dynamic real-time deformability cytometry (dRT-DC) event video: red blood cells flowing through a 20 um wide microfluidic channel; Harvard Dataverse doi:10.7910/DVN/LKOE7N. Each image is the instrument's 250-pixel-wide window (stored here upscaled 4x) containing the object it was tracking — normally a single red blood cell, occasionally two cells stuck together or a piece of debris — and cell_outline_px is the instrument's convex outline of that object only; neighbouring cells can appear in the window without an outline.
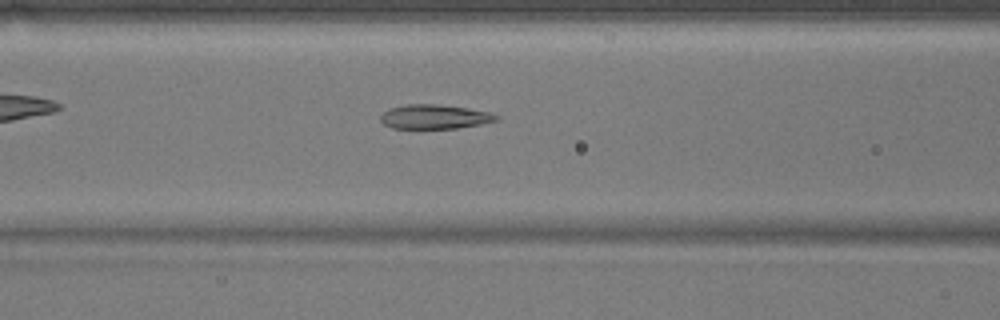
{"species": "common noctule bat (a hibernating species)", "species_latin": "Nyctalus noctula", "temperature_condition": "warm", "stored_images_in_passage": 41, "camera_frame_rate_fps": 3000, "um_per_image_px": 0.085, "animal": {"sex": "male", "body_mass_g": 17.9}, "frame": {"image": 1, "passage_image": 10, "time_ms": 3.0, "image_size_px": [1000, 320], "cell_outline_px": [[500, 120], [480, 124], [456, 128], [392, 128], [384, 124], [380, 120], [380, 116], [388, 108], [408, 104], [436, 104], [464, 108], [488, 112], [500, 116]], "centroid_in_image_um": [36.92, 9.92], "position_along_channel_um": 129.7, "area_um2": 16.24}}
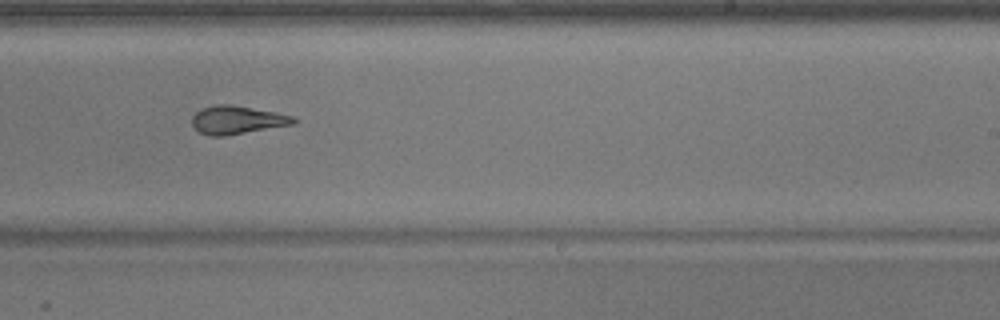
{"frame": {"image": 2, "passage_image": 21, "time_ms": 6.667, "image_size_px": [1000, 320], "cell_outline_px": [[296, 124], [224, 136], [212, 136], [200, 132], [192, 124], [192, 116], [196, 112], [204, 108], [216, 104], [228, 104], [276, 112], [292, 116], [296, 120]], "centroid_in_image_um": [20.17, 10.2], "position_along_channel_um": 268.8, "area_um2": 16.53}}
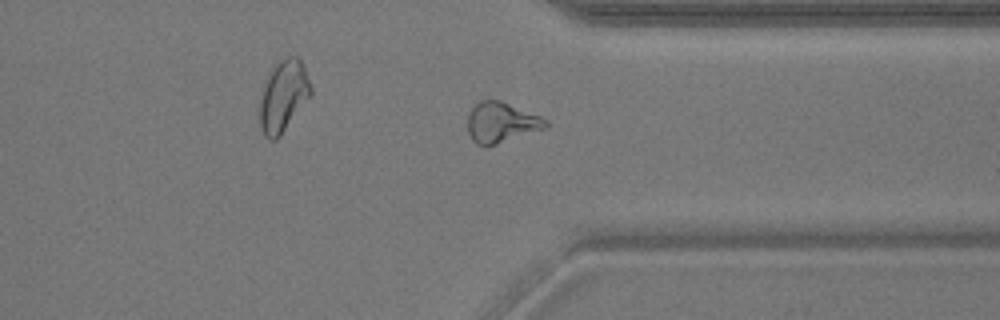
{"frame": {"image": 3, "passage_image": 29, "time_ms": 9.333, "image_size_px": [1000, 320], "cell_outline_px": [[548, 124], [544, 128], [496, 144], [476, 144], [472, 140], [468, 132], [468, 112], [480, 100], [500, 100], [540, 116], [548, 120]], "centroid_in_image_um": [42.58, 10.38], "position_along_channel_um": 368.8, "area_um2": 17.98}, "authors_computed_cell_mechanics": {"area_um2": 17.34, "velocity_mm_per_s": 3.8006, "shape_relaxation_time_tau1_ms": 5.4141, "shape_relaxation_time_tau2_ms": 1.7498, "deformation_change_tau1": 0.1608, "deformation_change_tau2": 0.084}}